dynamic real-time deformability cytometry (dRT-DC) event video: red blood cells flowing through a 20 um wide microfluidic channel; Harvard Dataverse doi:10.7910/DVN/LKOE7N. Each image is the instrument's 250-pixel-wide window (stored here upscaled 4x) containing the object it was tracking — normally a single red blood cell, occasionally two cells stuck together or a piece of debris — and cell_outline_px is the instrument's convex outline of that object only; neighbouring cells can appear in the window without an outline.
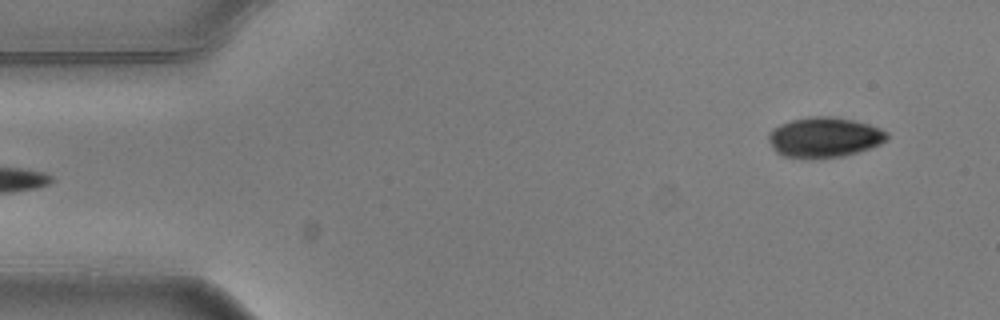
{"species": "common noctule bat (a hibernating species)", "species_latin": "Nyctalus noctula", "temperature_condition": "warm", "stored_images_in_passage": 2, "camera_frame_rate_fps": 3000, "um_per_image_px": 0.085, "animal": {"sex": "male", "body_mass_g": 20.5, "forearm_length_mm": 52.5}, "frame": {"image": 1, "passage_image": 2, "time_ms": 0.333, "image_size_px": [1000, 320], "cell_outline_px": [[888, 140], [880, 144], [844, 156], [784, 156], [776, 152], [772, 148], [768, 140], [768, 136], [772, 128], [780, 124], [792, 120], [808, 116], [832, 116], [852, 120], [868, 124], [880, 128], [888, 132]], "centroid_in_image_um": [70.07, 11.63], "position_along_channel_um": 14.9, "area_um2": 27.22}}